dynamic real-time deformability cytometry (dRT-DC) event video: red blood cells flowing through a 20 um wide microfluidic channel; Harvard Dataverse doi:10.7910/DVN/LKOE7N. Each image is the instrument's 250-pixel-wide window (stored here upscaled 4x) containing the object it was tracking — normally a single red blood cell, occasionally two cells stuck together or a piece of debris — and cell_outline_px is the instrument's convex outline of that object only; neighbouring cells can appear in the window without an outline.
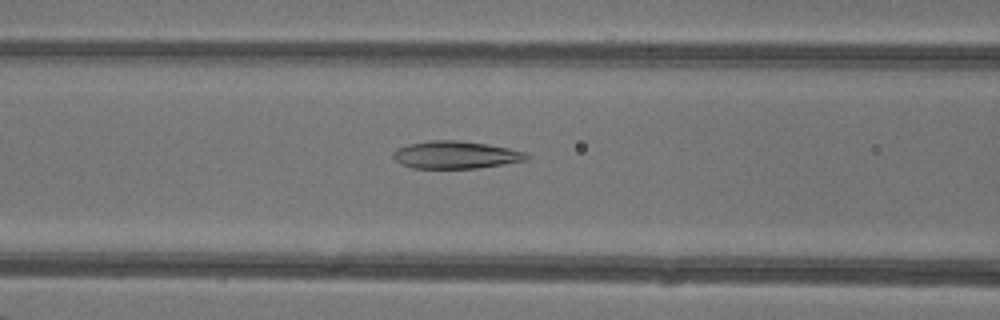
{"species": "common noctule bat (a hibernating species)", "species_latin": "Nyctalus noctula", "temperature_condition": "warm", "stored_images_in_passage": 47, "camera_frame_rate_fps": 3000, "um_per_image_px": 0.085, "animal": {"sex": "female"}, "frame": {"image": 1, "passage_image": 21, "time_ms": 6.667, "image_size_px": [1000, 320], "cell_outline_px": [[528, 160], [476, 168], [412, 168], [400, 164], [392, 156], [392, 152], [396, 148], [408, 144], [428, 140], [456, 140], [488, 144], [528, 152]], "centroid_in_image_um": [38.7, 13.15], "position_along_channel_um": 127.9, "area_um2": 21.5}}
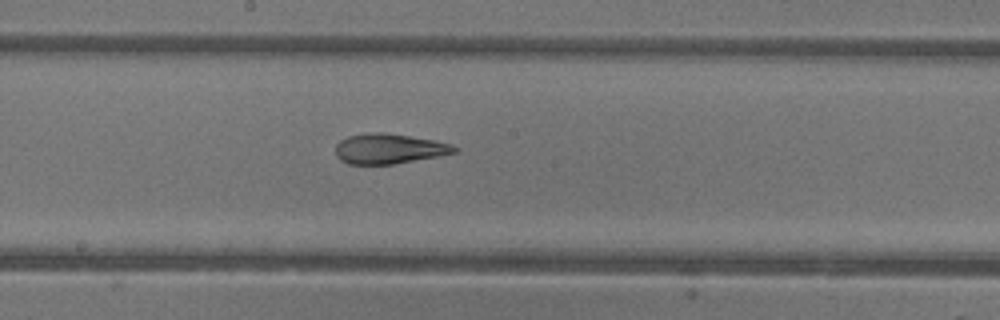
{"frame": {"image": 2, "passage_image": 27, "time_ms": 8.667, "image_size_px": [1000, 320], "cell_outline_px": [[456, 152], [440, 156], [392, 164], [348, 164], [340, 160], [336, 156], [336, 144], [340, 140], [348, 136], [372, 132], [384, 132], [436, 140], [452, 144], [456, 148]], "centroid_in_image_um": [33.06, 12.64], "position_along_channel_um": 215.1, "area_um2": 20.87}}
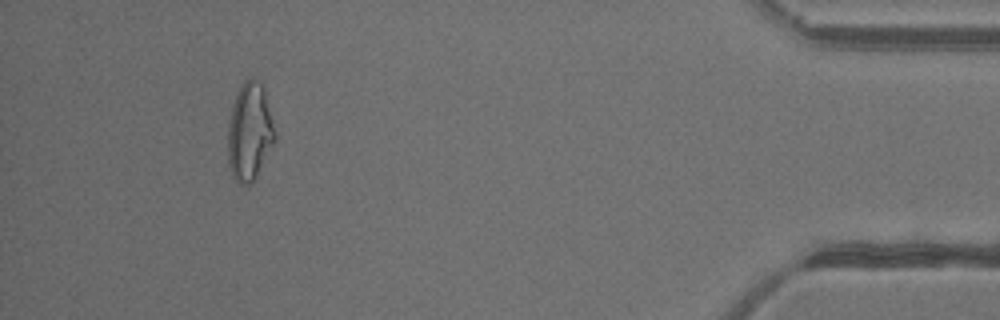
{"frame": {"image": 3, "passage_image": 45, "time_ms": 14.667, "image_size_px": [1000, 320], "cell_outline_px": [[276, 140], [252, 184], [240, 184], [232, 176], [228, 164], [228, 124], [232, 104], [236, 92], [244, 80], [256, 80], [264, 88], [276, 132]], "centroid_in_image_um": [21.22, 11.22], "position_along_channel_um": 414.0, "area_um2": 26.93}}